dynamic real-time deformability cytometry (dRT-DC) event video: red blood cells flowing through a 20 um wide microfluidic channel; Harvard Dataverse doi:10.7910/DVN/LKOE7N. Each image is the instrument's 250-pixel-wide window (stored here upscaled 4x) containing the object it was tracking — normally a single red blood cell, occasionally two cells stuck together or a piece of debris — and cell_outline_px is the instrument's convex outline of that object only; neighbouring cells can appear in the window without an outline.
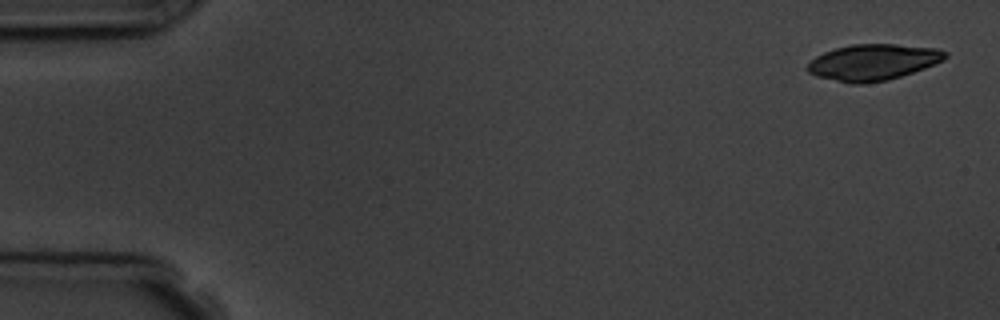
{"species": "common noctule bat (a hibernating species)", "species_latin": "Nyctalus noctula", "temperature_condition": "room temperature", "stored_images_in_passage": 6, "camera_frame_rate_fps": 3000, "um_per_image_px": 0.085, "animal": {"sex": "male", "body_mass_g": 19.5, "forearm_length_mm": 54.6}, "frame": {"image": 1, "passage_image": 1, "time_ms": 0.0, "image_size_px": [1000, 320], "cell_outline_px": [[948, 56], [944, 60], [924, 68], [888, 80], [864, 84], [848, 84], [816, 76], [808, 72], [804, 68], [816, 56], [824, 52], [836, 48], [852, 44], [896, 44], [936, 48], [948, 52]], "centroid_in_image_um": [74.19, 5.3], "position_along_channel_um": 10.8, "area_um2": 29.13}}